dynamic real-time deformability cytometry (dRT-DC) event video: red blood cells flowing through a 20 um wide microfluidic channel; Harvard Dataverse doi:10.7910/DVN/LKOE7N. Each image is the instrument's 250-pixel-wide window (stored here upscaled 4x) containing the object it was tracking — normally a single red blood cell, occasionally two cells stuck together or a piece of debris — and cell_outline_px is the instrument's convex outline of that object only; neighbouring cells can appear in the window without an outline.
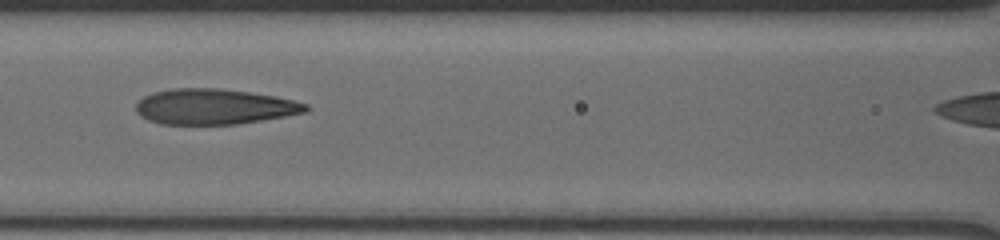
{"species": "human", "species_latin": "Homo sapiens", "temperature_condition": "cold", "stored_images_in_passage": 13, "camera_frame_rate_fps": 3000, "um_per_image_px": 0.085, "donor": {"sex": "male"}, "frame": {"image": 1, "passage_image": 7, "time_ms": 7.0, "image_size_px": [1000, 240], "cell_outline_px": [[312, 108], [308, 112], [240, 124], [160, 124], [148, 120], [140, 116], [136, 112], [136, 104], [144, 96], [152, 92], [172, 88], [216, 88], [248, 92], [276, 96], [308, 104]], "centroid_in_image_um": [18.22, 9.07], "position_along_channel_um": 148.4, "area_um2": 35.32}}
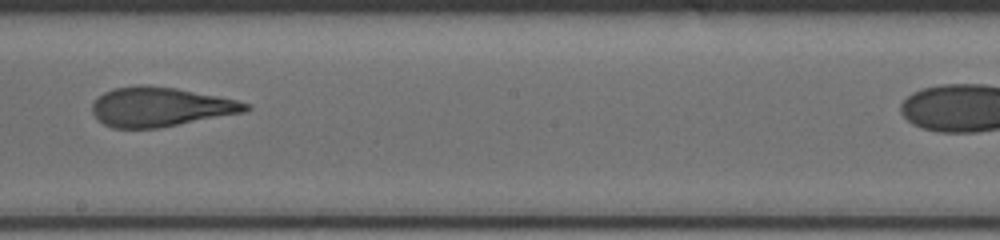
{"frame": {"image": 2, "passage_image": 9, "time_ms": 9.333, "image_size_px": [1000, 240], "cell_outline_px": [[252, 108], [244, 112], [160, 128], [112, 128], [104, 124], [92, 112], [92, 104], [104, 92], [116, 88], [140, 84], [144, 84], [176, 88], [236, 100], [252, 104]], "centroid_in_image_um": [13.65, 9.09], "position_along_channel_um": 234.6, "area_um2": 35.03}}
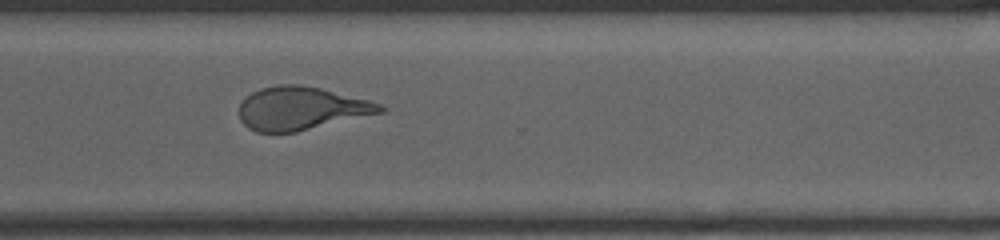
{"frame": {"image": 3, "passage_image": 12, "time_ms": 12.333, "image_size_px": [1000, 240], "cell_outline_px": [[384, 112], [296, 132], [256, 132], [248, 128], [240, 120], [240, 104], [252, 92], [260, 88], [280, 84], [300, 84], [320, 88], [368, 100], [380, 104], [384, 108]], "centroid_in_image_um": [25.58, 9.21], "position_along_channel_um": 345.0, "area_um2": 35.2}}